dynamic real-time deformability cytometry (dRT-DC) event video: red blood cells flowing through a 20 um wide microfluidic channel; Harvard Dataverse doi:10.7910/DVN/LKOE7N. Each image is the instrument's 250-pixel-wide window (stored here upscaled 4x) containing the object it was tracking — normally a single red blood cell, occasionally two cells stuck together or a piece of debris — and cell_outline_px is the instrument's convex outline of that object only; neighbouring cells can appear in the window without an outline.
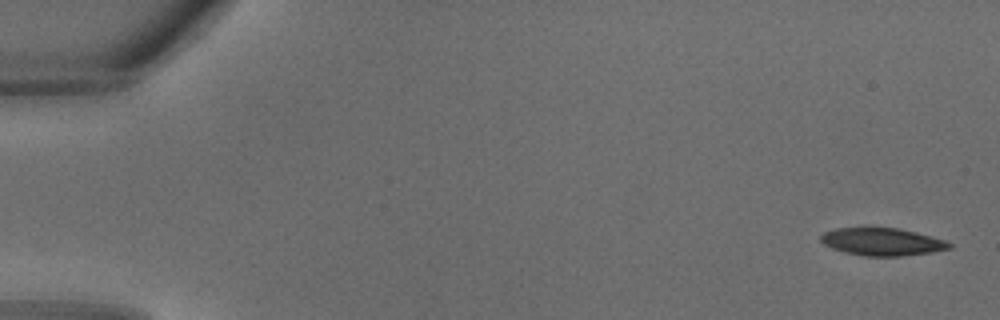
{"species": "common noctule bat (a hibernating species)", "species_latin": "Nyctalus noctula", "temperature_condition": "warm", "stored_images_in_passage": 6, "camera_frame_rate_fps": 3000, "um_per_image_px": 0.085, "animal": {"sex": "male", "body_mass_g": 18.8}, "frame": {"image": 1, "passage_image": 1, "time_ms": 0.0, "image_size_px": [1000, 320], "cell_outline_px": [[952, 248], [932, 252], [900, 256], [864, 256], [844, 252], [832, 248], [824, 244], [820, 240], [820, 236], [824, 232], [836, 228], [864, 224], [872, 224], [900, 228], [916, 232], [944, 240], [952, 244]], "centroid_in_image_um": [74.92, 20.49], "position_along_channel_um": 10.1, "area_um2": 21.62}}